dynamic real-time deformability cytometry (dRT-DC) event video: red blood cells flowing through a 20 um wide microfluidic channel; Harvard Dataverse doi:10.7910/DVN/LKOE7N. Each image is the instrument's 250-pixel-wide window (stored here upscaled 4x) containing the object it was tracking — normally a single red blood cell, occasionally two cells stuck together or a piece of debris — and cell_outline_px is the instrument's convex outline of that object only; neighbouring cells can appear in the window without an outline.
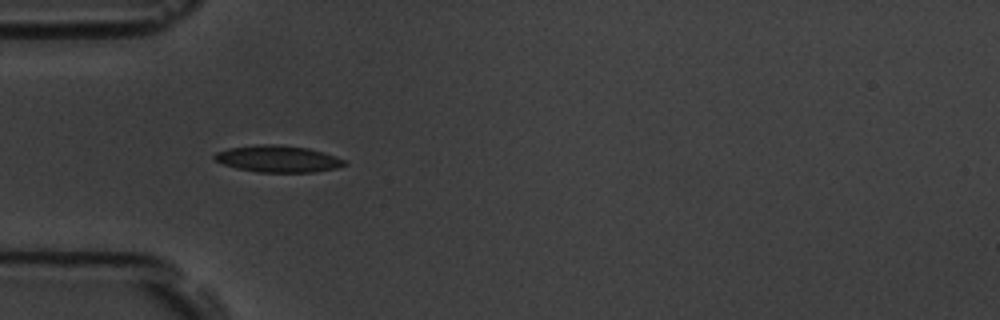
{"species": "common noctule bat (a hibernating species)", "species_latin": "Nyctalus noctula", "temperature_condition": "room temperature", "stored_images_in_passage": 6, "camera_frame_rate_fps": 3000, "um_per_image_px": 0.085, "animal": {"sex": "male", "body_mass_g": 19.5, "forearm_length_mm": 54.6}, "frame": {"image": 1, "passage_image": 5, "time_ms": 4.667, "image_size_px": [1000, 320], "cell_outline_px": [[348, 164], [336, 168], [312, 172], [260, 172], [236, 168], [224, 164], [216, 160], [212, 156], [216, 152], [228, 148], [260, 144], [276, 144], [308, 148], [336, 156], [344, 160]], "centroid_in_image_um": [23.62, 13.5], "position_along_channel_um": 61.4, "area_um2": 20.11}}
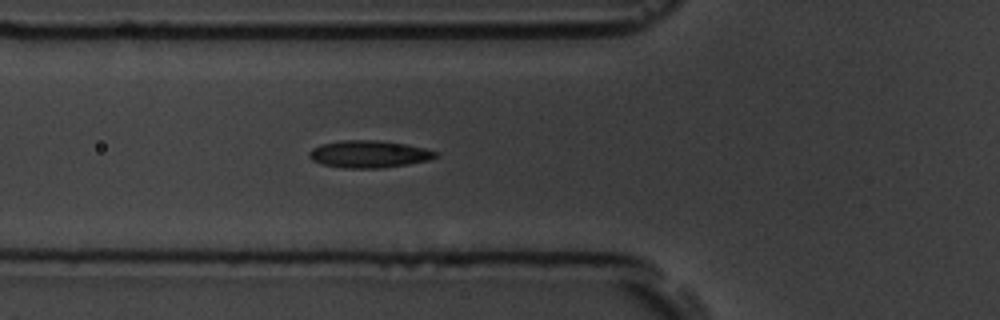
{"frame": {"image": 2, "passage_image": 6, "time_ms": 5.667, "image_size_px": [1000, 320], "cell_outline_px": [[440, 152], [436, 156], [428, 160], [408, 164], [380, 168], [344, 168], [320, 164], [312, 160], [308, 156], [308, 152], [312, 148], [320, 144], [340, 140], [380, 140], [404, 144], [424, 148]], "centroid_in_image_um": [31.32, 13.09], "position_along_channel_um": 94.5, "area_um2": 20.17}}